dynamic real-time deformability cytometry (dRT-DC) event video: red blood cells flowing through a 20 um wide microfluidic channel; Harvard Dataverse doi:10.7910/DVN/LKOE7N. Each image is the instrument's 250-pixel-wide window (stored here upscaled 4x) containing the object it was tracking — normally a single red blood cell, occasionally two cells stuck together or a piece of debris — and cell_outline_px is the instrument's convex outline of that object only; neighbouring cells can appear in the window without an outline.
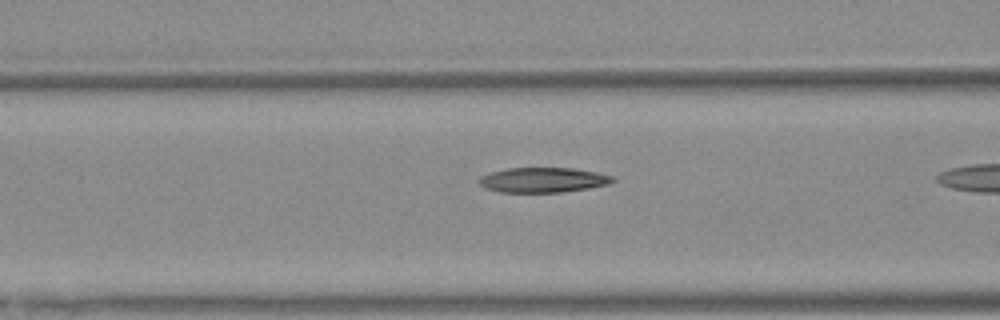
{"species": "Egyptian fruit bat (a non-hibernating species)", "species_latin": "Rousettus aegyptiacus", "temperature_condition": "warm", "stored_images_in_passage": 21, "camera_frame_rate_fps": 3000, "um_per_image_px": 0.085, "animal": {"sex": "female"}, "frame": {"image": 1, "passage_image": 17, "time_ms": 5.333, "image_size_px": [1000, 320], "cell_outline_px": [[616, 180], [608, 184], [588, 188], [560, 192], [500, 192], [488, 188], [480, 184], [476, 180], [480, 176], [492, 172], [508, 168], [572, 168], [596, 172], [612, 176]], "centroid_in_image_um": [46.15, 15.29], "position_along_channel_um": 120.5, "area_um2": 19.25}}
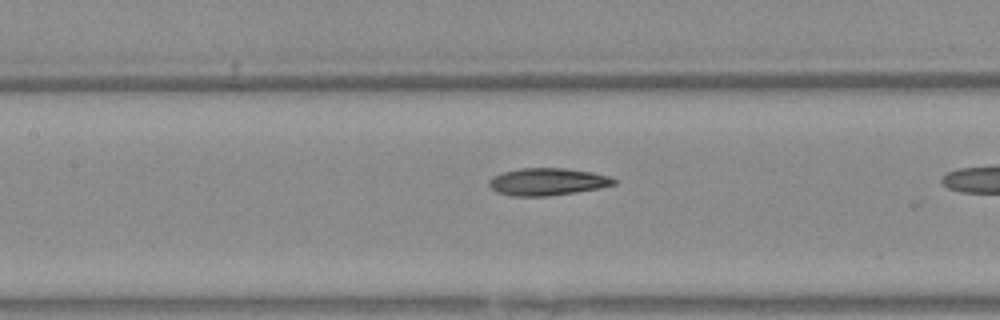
{"frame": {"image": 2, "passage_image": 20, "time_ms": 6.333, "image_size_px": [1000, 320], "cell_outline_px": [[616, 184], [600, 188], [548, 196], [512, 196], [496, 192], [488, 184], [488, 180], [504, 172], [520, 168], [564, 168], [592, 172], [608, 176], [616, 180]], "centroid_in_image_um": [46.53, 15.45], "position_along_channel_um": 160.9, "area_um2": 19.71}}